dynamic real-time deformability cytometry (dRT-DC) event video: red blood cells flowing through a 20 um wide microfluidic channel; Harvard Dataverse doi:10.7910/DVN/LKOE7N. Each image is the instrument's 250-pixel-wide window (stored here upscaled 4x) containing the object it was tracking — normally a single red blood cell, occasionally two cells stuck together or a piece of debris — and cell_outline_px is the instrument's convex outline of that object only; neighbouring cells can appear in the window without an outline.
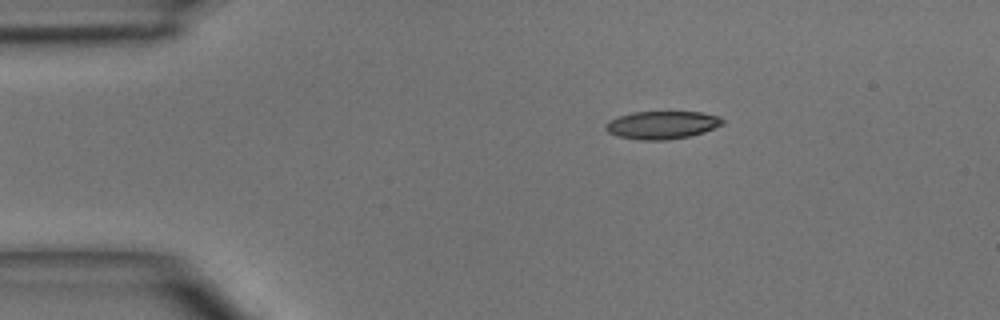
{"species": "common noctule bat (a hibernating species)", "species_latin": "Nyctalus noctula", "temperature_condition": "room temperature", "stored_images_in_passage": 4, "camera_frame_rate_fps": 3000, "um_per_image_px": 0.085, "animal": {"sex": "male", "body_mass_g": 15.6}, "frame": {"image": 1, "passage_image": 1, "time_ms": 0.0, "image_size_px": [1000, 320], "cell_outline_px": [[724, 124], [704, 132], [688, 136], [664, 140], [640, 140], [616, 136], [608, 132], [604, 128], [604, 124], [608, 120], [632, 112], [700, 112], [720, 116], [724, 120]], "centroid_in_image_um": [56.25, 10.62], "position_along_channel_um": 28.7, "area_um2": 19.07}}
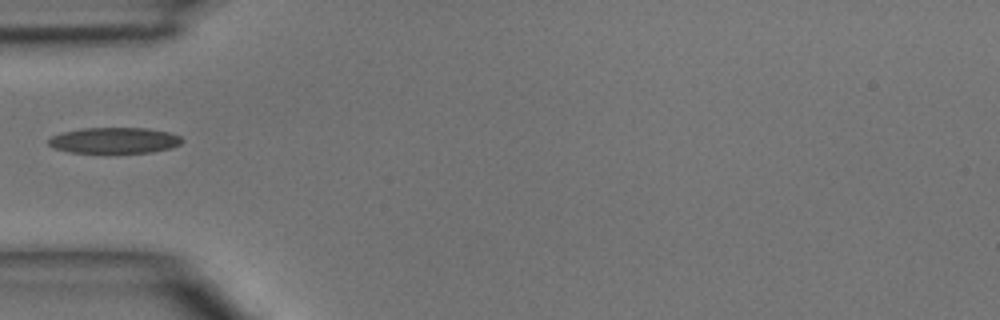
{"frame": {"image": 2, "passage_image": 3, "time_ms": 2.333, "image_size_px": [1000, 320], "cell_outline_px": [[184, 140], [180, 144], [172, 148], [152, 152], [68, 152], [52, 148], [48, 144], [48, 140], [52, 136], [64, 132], [80, 128], [148, 128], [168, 132], [180, 136]], "centroid_in_image_um": [9.73, 11.93], "position_along_channel_um": 75.3, "area_um2": 20.11}}
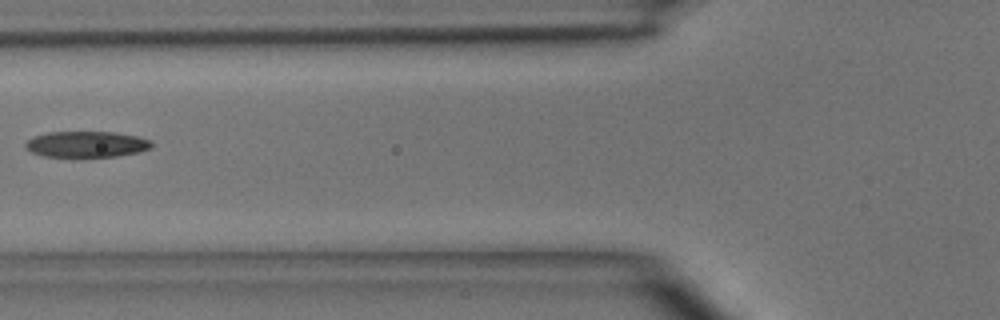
{"frame": {"image": 3, "passage_image": 4, "time_ms": 3.333, "image_size_px": [1000, 320], "cell_outline_px": [[152, 148], [140, 152], [116, 156], [76, 160], [72, 160], [44, 156], [32, 152], [24, 148], [24, 144], [32, 136], [48, 132], [112, 132], [136, 136], [152, 140]], "centroid_in_image_um": [7.31, 12.31], "position_along_channel_um": 118.5, "area_um2": 20.17}}